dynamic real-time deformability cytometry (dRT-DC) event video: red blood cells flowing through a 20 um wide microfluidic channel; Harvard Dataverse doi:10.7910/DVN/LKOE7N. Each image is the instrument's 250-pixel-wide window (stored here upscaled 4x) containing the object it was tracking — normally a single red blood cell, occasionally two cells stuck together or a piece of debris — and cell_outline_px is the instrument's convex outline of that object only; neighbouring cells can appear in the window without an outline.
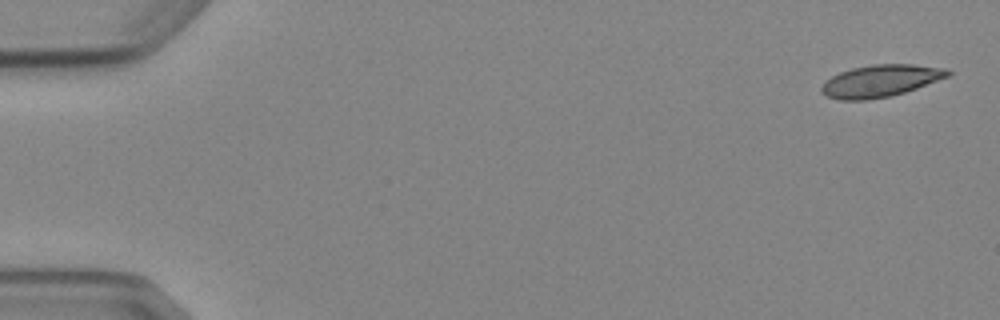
{"species": "Egyptian fruit bat (a non-hibernating species)", "species_latin": "Rousettus aegyptiacus", "temperature_condition": "cold", "stored_images_in_passage": 5, "camera_frame_rate_fps": 3000, "um_per_image_px": 0.085, "animal": {"sex": "female"}, "frame": {"image": 1, "passage_image": 1, "time_ms": 0.0, "image_size_px": [1000, 320], "cell_outline_px": [[952, 72], [948, 76], [916, 88], [904, 92], [888, 96], [868, 100], [840, 100], [828, 96], [820, 92], [820, 88], [832, 76], [840, 72], [852, 68], [872, 64], [912, 64], [948, 68]], "centroid_in_image_um": [74.85, 6.86], "position_along_channel_um": 10.2, "area_um2": 23.41}}
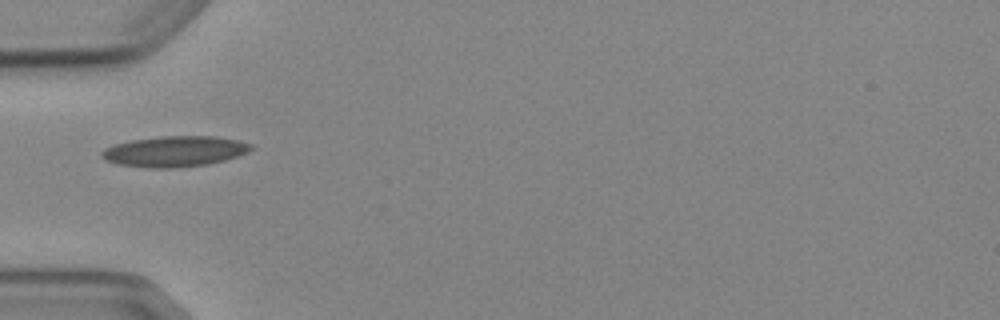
{"frame": {"image": 2, "passage_image": 5, "time_ms": 5.333, "image_size_px": [1000, 320], "cell_outline_px": [[252, 148], [248, 152], [224, 160], [208, 164], [172, 168], [152, 168], [116, 164], [100, 156], [100, 152], [104, 148], [112, 144], [132, 140], [160, 136], [216, 136], [236, 140], [252, 144]], "centroid_in_image_um": [14.81, 12.86], "position_along_channel_um": 70.2, "area_um2": 26.65}}